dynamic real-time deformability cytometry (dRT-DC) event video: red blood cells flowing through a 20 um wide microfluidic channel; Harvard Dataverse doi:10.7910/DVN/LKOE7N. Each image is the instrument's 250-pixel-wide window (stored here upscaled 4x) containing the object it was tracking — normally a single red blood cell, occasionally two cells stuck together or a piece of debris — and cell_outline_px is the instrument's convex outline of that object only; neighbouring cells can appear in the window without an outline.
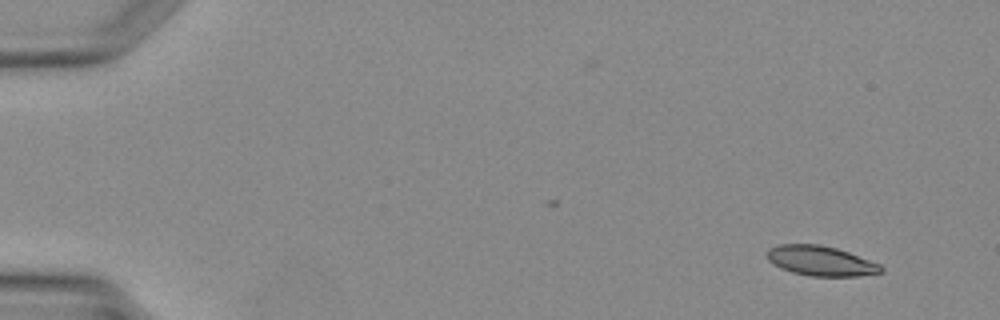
{"species": "Egyptian fruit bat (a non-hibernating species)", "species_latin": "Rousettus aegyptiacus", "temperature_condition": "warm", "stored_images_in_passage": 3, "camera_frame_rate_fps": 3000, "um_per_image_px": 0.085, "animal": {"sex": "female"}, "frame": {"image": 1, "passage_image": 3, "time_ms": 4.0, "image_size_px": [1000, 320], "cell_outline_px": [[884, 272], [860, 276], [812, 276], [792, 272], [780, 268], [772, 264], [768, 260], [764, 252], [768, 248], [776, 244], [820, 244], [836, 248], [848, 252], [880, 264], [884, 268]], "centroid_in_image_um": [69.72, 22.17], "position_along_channel_um": 15.3, "area_um2": 20.11}}